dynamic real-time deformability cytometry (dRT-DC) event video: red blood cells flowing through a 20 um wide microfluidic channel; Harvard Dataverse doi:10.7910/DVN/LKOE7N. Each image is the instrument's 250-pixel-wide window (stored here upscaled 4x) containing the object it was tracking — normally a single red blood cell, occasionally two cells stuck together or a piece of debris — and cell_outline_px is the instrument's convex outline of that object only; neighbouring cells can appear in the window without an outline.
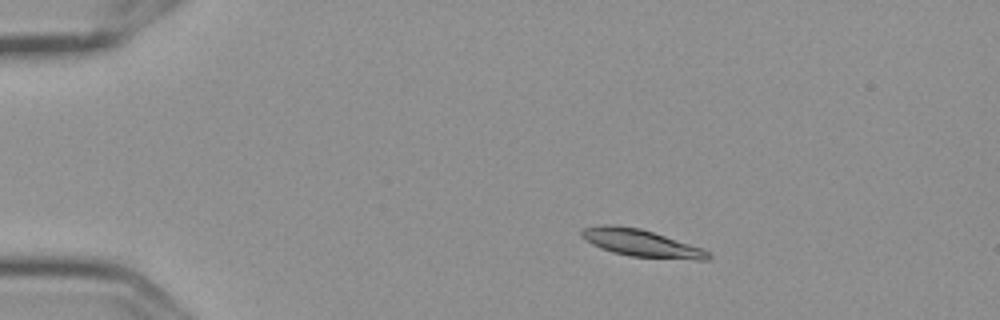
{"species": "Egyptian fruit bat (a non-hibernating species)", "species_latin": "Rousettus aegyptiacus", "temperature_condition": "cold", "stored_images_in_passage": 4, "camera_frame_rate_fps": 3000, "um_per_image_px": 0.085, "frame": {"image": 1, "passage_image": 2, "time_ms": 0.333, "image_size_px": [1000, 320], "cell_outline_px": [[712, 256], [708, 260], [696, 260], [632, 256], [612, 252], [600, 248], [592, 244], [580, 236], [580, 232], [584, 228], [604, 224], [612, 224], [640, 228], [704, 248]], "centroid_in_image_um": [54.52, 20.66], "position_along_channel_um": 30.5, "area_um2": 20.11}}